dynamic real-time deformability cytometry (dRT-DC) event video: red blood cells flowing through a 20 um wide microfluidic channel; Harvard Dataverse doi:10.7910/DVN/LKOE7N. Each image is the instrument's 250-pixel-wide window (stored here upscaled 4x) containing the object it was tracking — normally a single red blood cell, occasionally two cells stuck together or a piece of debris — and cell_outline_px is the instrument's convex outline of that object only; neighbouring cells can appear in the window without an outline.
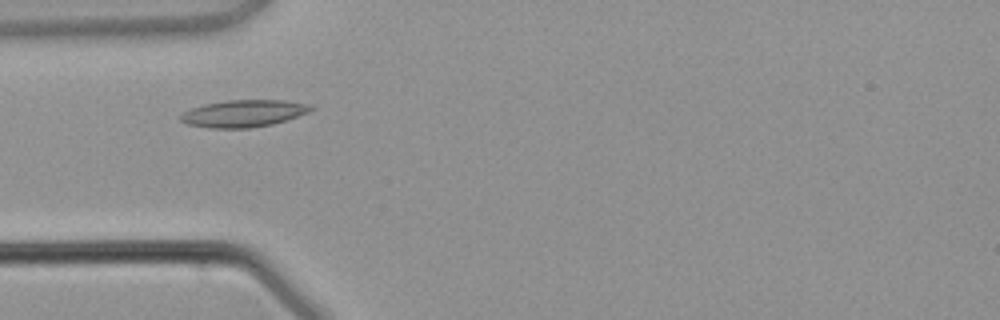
{"species": "common noctule bat (a hibernating species)", "species_latin": "Nyctalus noctula", "temperature_condition": "warm", "stored_images_in_passage": 2, "camera_frame_rate_fps": 3000, "um_per_image_px": 0.085, "animal": {"sex": "male", "body_mass_g": 21.5, "forearm_length_mm": 52.0}, "frame": {"image": 1, "passage_image": 2, "time_ms": 2.0, "image_size_px": [1000, 320], "cell_outline_px": [[316, 108], [308, 112], [272, 124], [248, 128], [208, 128], [188, 124], [180, 120], [180, 116], [184, 112], [192, 108], [204, 104], [228, 100], [284, 100], [308, 104]], "centroid_in_image_um": [20.69, 9.64], "position_along_channel_um": 64.3, "area_um2": 20.35}}